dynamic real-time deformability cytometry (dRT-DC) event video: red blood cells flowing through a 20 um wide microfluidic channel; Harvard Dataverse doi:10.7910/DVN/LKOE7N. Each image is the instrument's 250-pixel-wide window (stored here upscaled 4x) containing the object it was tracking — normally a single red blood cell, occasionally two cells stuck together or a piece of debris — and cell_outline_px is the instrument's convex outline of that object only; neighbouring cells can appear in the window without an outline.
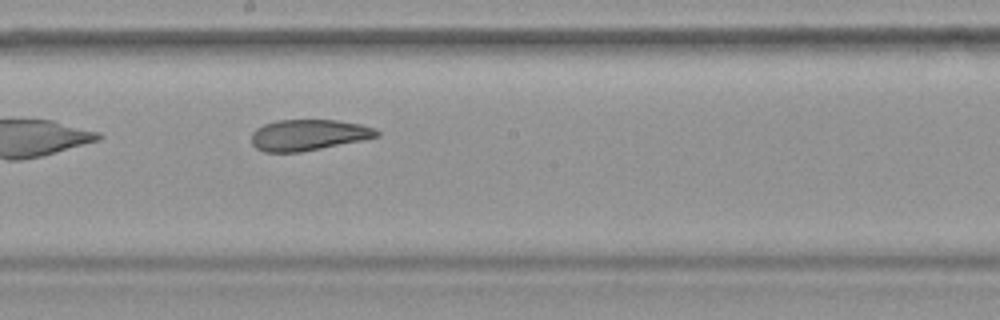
{"species": "common noctule bat (a hibernating species)", "species_latin": "Nyctalus noctula", "temperature_condition": "warm", "stored_images_in_passage": 30, "camera_frame_rate_fps": 3000, "um_per_image_px": 0.085, "animal": {"sex": "female", "body_mass_g": 19.9}, "frame": {"image": 1, "passage_image": 13, "time_ms": 4.0, "image_size_px": [1000, 320], "cell_outline_px": [[380, 136], [364, 140], [300, 152], [264, 152], [256, 148], [252, 144], [252, 132], [256, 128], [264, 124], [276, 120], [336, 120], [360, 124], [376, 128], [380, 132]], "centroid_in_image_um": [26.23, 11.47], "position_along_channel_um": 222.0, "area_um2": 22.77}}